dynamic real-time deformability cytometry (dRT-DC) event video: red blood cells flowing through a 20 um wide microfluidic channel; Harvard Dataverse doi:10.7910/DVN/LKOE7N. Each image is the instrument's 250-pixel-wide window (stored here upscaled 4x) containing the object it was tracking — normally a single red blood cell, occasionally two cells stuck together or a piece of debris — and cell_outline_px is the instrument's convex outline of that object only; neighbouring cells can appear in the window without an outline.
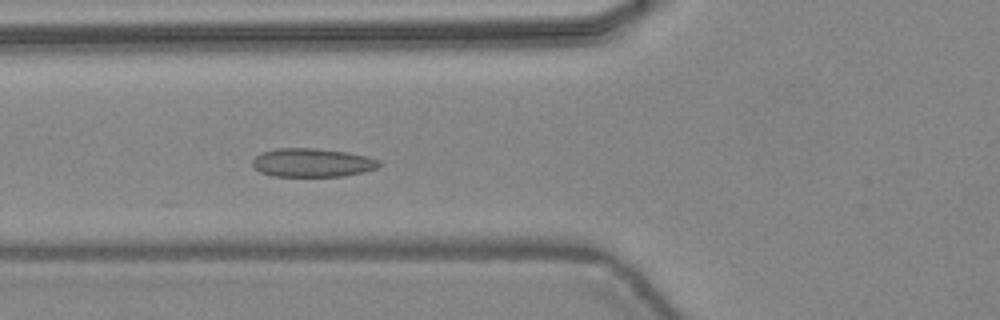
{"species": "common noctule bat (a hibernating species)", "species_latin": "Nyctalus noctula", "temperature_condition": "warm", "stored_images_in_passage": 36, "camera_frame_rate_fps": 3000, "um_per_image_px": 0.085, "animal": {"sex": "female", "body_mass_g": 24.6, "forearm_length_mm": 56.2}, "frame": {"image": 1, "passage_image": 7, "time_ms": 2.0, "image_size_px": [1000, 320], "cell_outline_px": [[380, 164], [376, 168], [364, 172], [344, 176], [272, 176], [260, 172], [252, 168], [252, 160], [260, 152], [276, 148], [316, 148], [348, 152], [368, 156], [380, 160]], "centroid_in_image_um": [26.52, 13.82], "position_along_channel_um": 99.3, "area_um2": 21.39}}
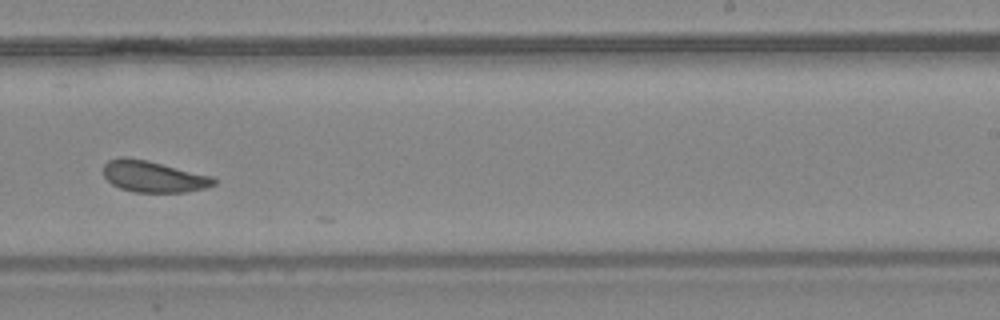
{"frame": {"image": 2, "passage_image": 19, "time_ms": 6.0, "image_size_px": [1000, 320], "cell_outline_px": [[216, 184], [204, 188], [184, 192], [132, 192], [120, 188], [112, 184], [104, 176], [104, 164], [108, 160], [120, 156], [124, 156], [148, 160], [212, 176], [216, 180]], "centroid_in_image_um": [13.01, 14.99], "position_along_channel_um": 276.0, "area_um2": 20.23}}
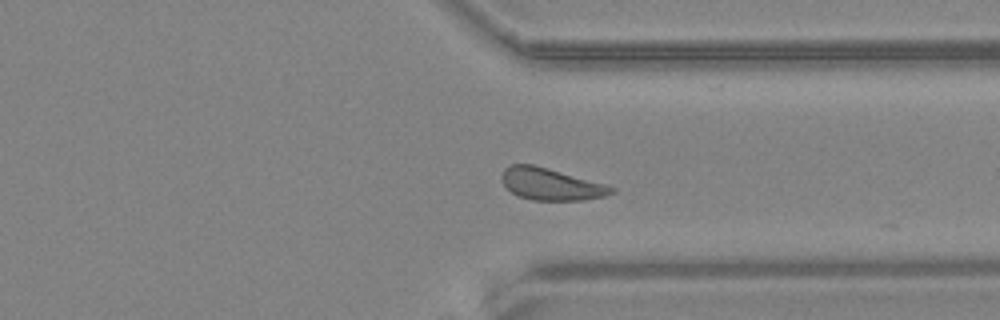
{"frame": {"image": 3, "passage_image": 25, "time_ms": 8.0, "image_size_px": [1000, 320], "cell_outline_px": [[616, 192], [608, 196], [584, 200], [532, 200], [516, 196], [504, 184], [500, 176], [504, 168], [512, 164], [532, 164], [548, 168], [604, 184], [616, 188]], "centroid_in_image_um": [46.83, 15.66], "position_along_channel_um": 364.6, "area_um2": 20.46}}